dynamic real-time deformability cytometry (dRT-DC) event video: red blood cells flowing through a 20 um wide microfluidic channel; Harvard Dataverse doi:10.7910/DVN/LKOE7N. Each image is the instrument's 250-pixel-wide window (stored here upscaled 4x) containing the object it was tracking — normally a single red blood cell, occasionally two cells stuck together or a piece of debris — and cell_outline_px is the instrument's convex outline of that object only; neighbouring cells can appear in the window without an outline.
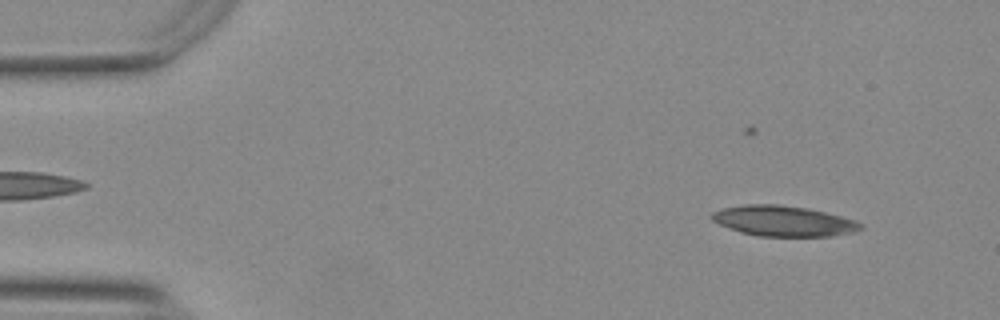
{"species": "Egyptian fruit bat (a non-hibernating species)", "species_latin": "Rousettus aegyptiacus", "temperature_condition": "warm", "stored_images_in_passage": 14, "camera_frame_rate_fps": 3000, "um_per_image_px": 0.085, "animal": {"sex": "female"}, "frame": {"image": 1, "passage_image": 3, "time_ms": 0.667, "image_size_px": [1000, 320], "cell_outline_px": [[864, 228], [852, 232], [828, 236], [756, 236], [740, 232], [720, 224], [712, 220], [708, 216], [712, 212], [720, 208], [744, 204], [780, 204], [808, 208], [856, 220], [864, 224]], "centroid_in_image_um": [66.56, 18.77], "position_along_channel_um": 18.4, "area_um2": 26.59}}